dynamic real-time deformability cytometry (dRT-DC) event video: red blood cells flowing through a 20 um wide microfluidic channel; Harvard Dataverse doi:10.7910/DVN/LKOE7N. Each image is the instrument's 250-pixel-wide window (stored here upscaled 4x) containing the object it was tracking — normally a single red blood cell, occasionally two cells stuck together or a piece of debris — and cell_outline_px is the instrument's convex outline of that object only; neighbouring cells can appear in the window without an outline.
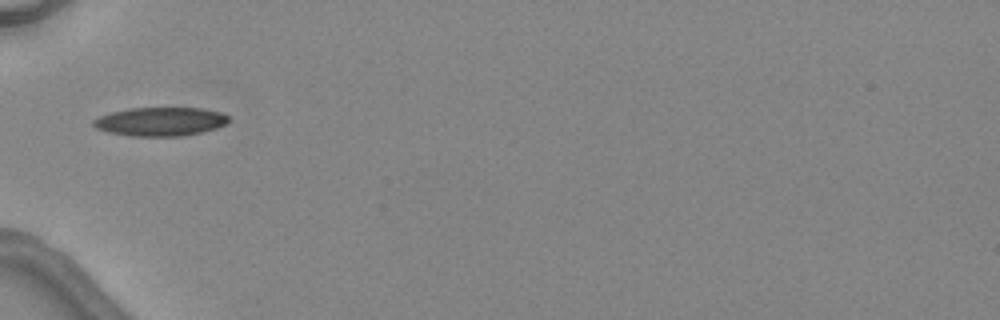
{"species": "common noctule bat (a hibernating species)", "species_latin": "Nyctalus noctula", "temperature_condition": "warm", "stored_images_in_passage": 2, "camera_frame_rate_fps": 3000, "um_per_image_px": 0.085, "animal": {"sex": "female", "body_mass_g": 24.6, "forearm_length_mm": 56.2}, "frame": {"image": 1, "passage_image": 1, "time_ms": 0.0, "image_size_px": [1000, 320], "cell_outline_px": [[228, 120], [224, 124], [216, 128], [200, 132], [180, 136], [132, 136], [108, 132], [96, 128], [92, 124], [92, 120], [100, 116], [112, 112], [128, 108], [204, 108], [220, 112], [228, 116]], "centroid_in_image_um": [13.6, 10.33], "position_along_channel_um": 71.4, "area_um2": 22.48}}